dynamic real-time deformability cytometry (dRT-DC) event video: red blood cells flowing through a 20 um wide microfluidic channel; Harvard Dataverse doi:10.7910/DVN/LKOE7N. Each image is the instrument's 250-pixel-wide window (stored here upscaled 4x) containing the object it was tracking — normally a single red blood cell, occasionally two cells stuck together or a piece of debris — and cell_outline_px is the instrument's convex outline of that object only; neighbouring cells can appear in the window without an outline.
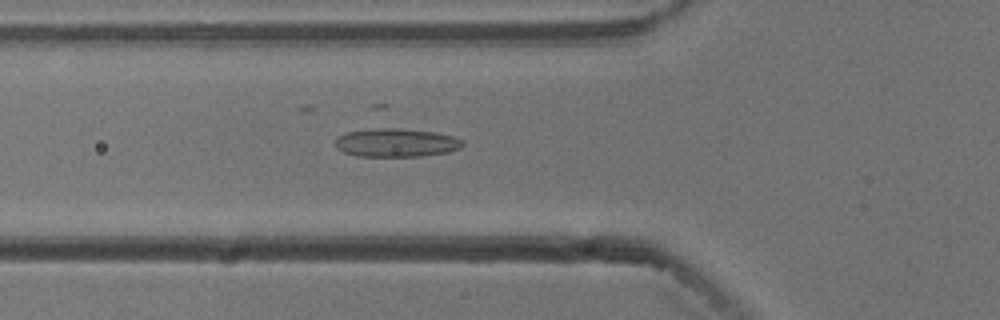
{"species": "common noctule bat (a hibernating species)", "species_latin": "Nyctalus noctula", "temperature_condition": "cold", "stored_images_in_passage": 39, "camera_frame_rate_fps": 3000, "um_per_image_px": 0.085, "animal": {"sex": "male", "body_mass_g": 13.3}, "frame": {"image": 1, "passage_image": 4, "time_ms": 1.0, "image_size_px": [1000, 320], "cell_outline_px": [[464, 144], [460, 148], [448, 152], [420, 156], [356, 156], [344, 152], [336, 148], [336, 140], [368, 104], [388, 104], [464, 140]], "centroid_in_image_um": [33.49, 11.46], "position_along_channel_um": 92.3, "area_um2": 32.31}}
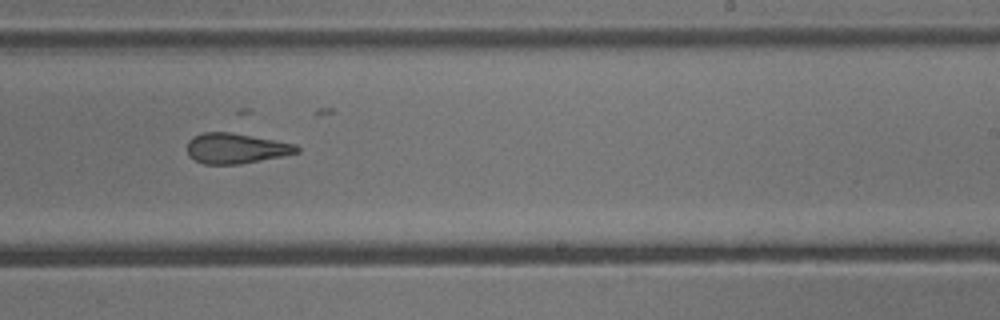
{"frame": {"image": 2, "passage_image": 18, "time_ms": 5.667, "image_size_px": [1000, 320], "cell_outline_px": [[300, 152], [240, 164], [204, 164], [188, 156], [188, 140], [192, 136], [204, 132], [228, 132], [296, 144], [300, 148]], "centroid_in_image_um": [20.03, 12.61], "position_along_channel_um": 269.0, "area_um2": 19.13}}
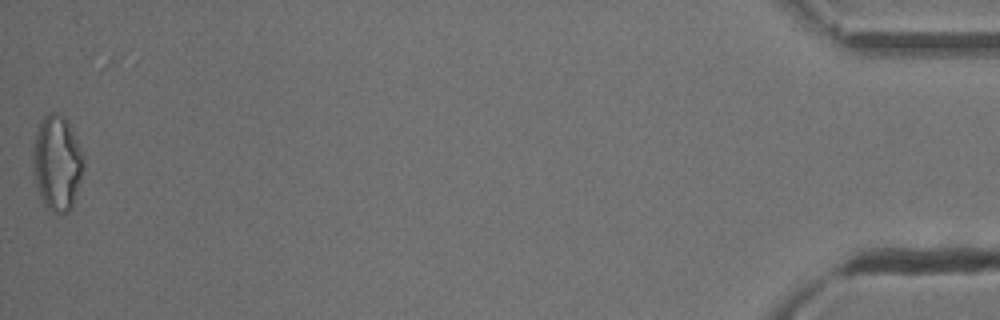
{"frame": {"image": 3, "passage_image": 39, "time_ms": 12.667, "image_size_px": [1000, 320], "cell_outline_px": [[84, 164], [80, 180], [72, 204], [68, 212], [52, 212], [44, 204], [40, 196], [32, 164], [32, 152], [36, 132], [44, 116], [52, 112], [64, 116], [68, 120], [84, 160]], "centroid_in_image_um": [4.83, 13.83], "position_along_channel_um": 430.4, "area_um2": 27.46}}